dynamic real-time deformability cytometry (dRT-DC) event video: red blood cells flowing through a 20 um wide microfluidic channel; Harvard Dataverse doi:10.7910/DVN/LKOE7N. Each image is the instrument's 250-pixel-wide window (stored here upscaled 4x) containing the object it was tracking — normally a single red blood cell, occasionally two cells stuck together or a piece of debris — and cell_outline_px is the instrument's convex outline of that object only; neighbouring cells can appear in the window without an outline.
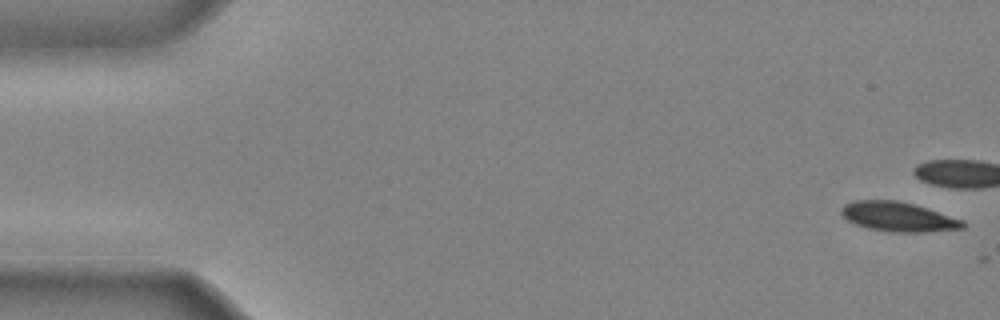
{"species": "common noctule bat (a hibernating species)", "species_latin": "Nyctalus noctula", "temperature_condition": "cold", "stored_images_in_passage": 9, "camera_frame_rate_fps": 3000, "um_per_image_px": 0.085, "animal": {"sex": "male", "body_mass_g": 20.4}, "frame": {"image": 1, "passage_image": 1, "time_ms": 0.0, "image_size_px": [1000, 320], "cell_outline_px": [[964, 228], [924, 232], [892, 232], [868, 228], [856, 224], [848, 220], [840, 212], [840, 208], [844, 204], [856, 200], [896, 200], [912, 204], [964, 220]], "centroid_in_image_um": [76.32, 18.42], "position_along_channel_um": 8.7, "area_um2": 20.63}}